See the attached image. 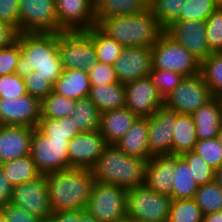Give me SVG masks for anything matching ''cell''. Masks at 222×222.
I'll use <instances>...</instances> for the list:
<instances>
[{
    "label": "cell",
    "mask_w": 222,
    "mask_h": 222,
    "mask_svg": "<svg viewBox=\"0 0 222 222\" xmlns=\"http://www.w3.org/2000/svg\"><path fill=\"white\" fill-rule=\"evenodd\" d=\"M21 56L16 74L25 78L34 71L53 87L63 73V66L58 54V34L18 33Z\"/></svg>",
    "instance_id": "6da1fadb"
},
{
    "label": "cell",
    "mask_w": 222,
    "mask_h": 222,
    "mask_svg": "<svg viewBox=\"0 0 222 222\" xmlns=\"http://www.w3.org/2000/svg\"><path fill=\"white\" fill-rule=\"evenodd\" d=\"M51 212L86 210L94 177L90 169L69 168L45 174Z\"/></svg>",
    "instance_id": "7a4b0ae2"
},
{
    "label": "cell",
    "mask_w": 222,
    "mask_h": 222,
    "mask_svg": "<svg viewBox=\"0 0 222 222\" xmlns=\"http://www.w3.org/2000/svg\"><path fill=\"white\" fill-rule=\"evenodd\" d=\"M147 161L125 154L115 144H106L90 170L95 181L128 190L144 184Z\"/></svg>",
    "instance_id": "3957f363"
},
{
    "label": "cell",
    "mask_w": 222,
    "mask_h": 222,
    "mask_svg": "<svg viewBox=\"0 0 222 222\" xmlns=\"http://www.w3.org/2000/svg\"><path fill=\"white\" fill-rule=\"evenodd\" d=\"M96 26L108 37L129 48H151L164 32L148 8L135 15L98 19Z\"/></svg>",
    "instance_id": "277c9868"
},
{
    "label": "cell",
    "mask_w": 222,
    "mask_h": 222,
    "mask_svg": "<svg viewBox=\"0 0 222 222\" xmlns=\"http://www.w3.org/2000/svg\"><path fill=\"white\" fill-rule=\"evenodd\" d=\"M172 198L151 190L145 184L126 191L127 220L167 222Z\"/></svg>",
    "instance_id": "5b68a950"
},
{
    "label": "cell",
    "mask_w": 222,
    "mask_h": 222,
    "mask_svg": "<svg viewBox=\"0 0 222 222\" xmlns=\"http://www.w3.org/2000/svg\"><path fill=\"white\" fill-rule=\"evenodd\" d=\"M151 50L152 69L170 70L184 77L200 74V61L165 32Z\"/></svg>",
    "instance_id": "8992f818"
},
{
    "label": "cell",
    "mask_w": 222,
    "mask_h": 222,
    "mask_svg": "<svg viewBox=\"0 0 222 222\" xmlns=\"http://www.w3.org/2000/svg\"><path fill=\"white\" fill-rule=\"evenodd\" d=\"M126 189L94 181L86 211L99 222L127 221Z\"/></svg>",
    "instance_id": "52a82bcc"
},
{
    "label": "cell",
    "mask_w": 222,
    "mask_h": 222,
    "mask_svg": "<svg viewBox=\"0 0 222 222\" xmlns=\"http://www.w3.org/2000/svg\"><path fill=\"white\" fill-rule=\"evenodd\" d=\"M58 54L64 70L88 71L98 62L93 41L86 31L58 33Z\"/></svg>",
    "instance_id": "ba28073f"
},
{
    "label": "cell",
    "mask_w": 222,
    "mask_h": 222,
    "mask_svg": "<svg viewBox=\"0 0 222 222\" xmlns=\"http://www.w3.org/2000/svg\"><path fill=\"white\" fill-rule=\"evenodd\" d=\"M69 141L70 139L48 138L34 128L30 155L41 174L69 169Z\"/></svg>",
    "instance_id": "9c48e42d"
},
{
    "label": "cell",
    "mask_w": 222,
    "mask_h": 222,
    "mask_svg": "<svg viewBox=\"0 0 222 222\" xmlns=\"http://www.w3.org/2000/svg\"><path fill=\"white\" fill-rule=\"evenodd\" d=\"M55 0H20L19 33L58 34Z\"/></svg>",
    "instance_id": "30bf717a"
},
{
    "label": "cell",
    "mask_w": 222,
    "mask_h": 222,
    "mask_svg": "<svg viewBox=\"0 0 222 222\" xmlns=\"http://www.w3.org/2000/svg\"><path fill=\"white\" fill-rule=\"evenodd\" d=\"M212 94L200 74L184 77L180 84L164 97L163 106L179 114H192L211 100Z\"/></svg>",
    "instance_id": "8fae6325"
},
{
    "label": "cell",
    "mask_w": 222,
    "mask_h": 222,
    "mask_svg": "<svg viewBox=\"0 0 222 222\" xmlns=\"http://www.w3.org/2000/svg\"><path fill=\"white\" fill-rule=\"evenodd\" d=\"M10 203L48 222L52 212L45 174L14 186Z\"/></svg>",
    "instance_id": "7c38bea8"
},
{
    "label": "cell",
    "mask_w": 222,
    "mask_h": 222,
    "mask_svg": "<svg viewBox=\"0 0 222 222\" xmlns=\"http://www.w3.org/2000/svg\"><path fill=\"white\" fill-rule=\"evenodd\" d=\"M125 107L137 117H150L163 107L164 98L150 77L125 83Z\"/></svg>",
    "instance_id": "4fadbf2b"
},
{
    "label": "cell",
    "mask_w": 222,
    "mask_h": 222,
    "mask_svg": "<svg viewBox=\"0 0 222 222\" xmlns=\"http://www.w3.org/2000/svg\"><path fill=\"white\" fill-rule=\"evenodd\" d=\"M55 11L63 31H86L97 25L94 0H55Z\"/></svg>",
    "instance_id": "5bb4252c"
},
{
    "label": "cell",
    "mask_w": 222,
    "mask_h": 222,
    "mask_svg": "<svg viewBox=\"0 0 222 222\" xmlns=\"http://www.w3.org/2000/svg\"><path fill=\"white\" fill-rule=\"evenodd\" d=\"M40 117V100L28 93L14 99L0 98V125L36 128Z\"/></svg>",
    "instance_id": "9a60e30c"
},
{
    "label": "cell",
    "mask_w": 222,
    "mask_h": 222,
    "mask_svg": "<svg viewBox=\"0 0 222 222\" xmlns=\"http://www.w3.org/2000/svg\"><path fill=\"white\" fill-rule=\"evenodd\" d=\"M164 32L184 46L199 61L212 53L206 42L205 21H175L167 26Z\"/></svg>",
    "instance_id": "2e32d148"
},
{
    "label": "cell",
    "mask_w": 222,
    "mask_h": 222,
    "mask_svg": "<svg viewBox=\"0 0 222 222\" xmlns=\"http://www.w3.org/2000/svg\"><path fill=\"white\" fill-rule=\"evenodd\" d=\"M148 118V150L154 156L172 154L176 112L164 106Z\"/></svg>",
    "instance_id": "e0dca14e"
},
{
    "label": "cell",
    "mask_w": 222,
    "mask_h": 222,
    "mask_svg": "<svg viewBox=\"0 0 222 222\" xmlns=\"http://www.w3.org/2000/svg\"><path fill=\"white\" fill-rule=\"evenodd\" d=\"M119 83H128L150 76L152 50L147 47H124L113 64Z\"/></svg>",
    "instance_id": "ac0fdd59"
},
{
    "label": "cell",
    "mask_w": 222,
    "mask_h": 222,
    "mask_svg": "<svg viewBox=\"0 0 222 222\" xmlns=\"http://www.w3.org/2000/svg\"><path fill=\"white\" fill-rule=\"evenodd\" d=\"M105 145L99 130L80 132L68 143L69 168L91 169Z\"/></svg>",
    "instance_id": "d6986e66"
},
{
    "label": "cell",
    "mask_w": 222,
    "mask_h": 222,
    "mask_svg": "<svg viewBox=\"0 0 222 222\" xmlns=\"http://www.w3.org/2000/svg\"><path fill=\"white\" fill-rule=\"evenodd\" d=\"M33 127L0 125V164L30 154Z\"/></svg>",
    "instance_id": "ffe728a7"
},
{
    "label": "cell",
    "mask_w": 222,
    "mask_h": 222,
    "mask_svg": "<svg viewBox=\"0 0 222 222\" xmlns=\"http://www.w3.org/2000/svg\"><path fill=\"white\" fill-rule=\"evenodd\" d=\"M175 155H158L147 161L144 184L151 190L171 197Z\"/></svg>",
    "instance_id": "44dd1931"
},
{
    "label": "cell",
    "mask_w": 222,
    "mask_h": 222,
    "mask_svg": "<svg viewBox=\"0 0 222 222\" xmlns=\"http://www.w3.org/2000/svg\"><path fill=\"white\" fill-rule=\"evenodd\" d=\"M138 117L126 107L101 113L99 132L106 144H116Z\"/></svg>",
    "instance_id": "7402d4cb"
},
{
    "label": "cell",
    "mask_w": 222,
    "mask_h": 222,
    "mask_svg": "<svg viewBox=\"0 0 222 222\" xmlns=\"http://www.w3.org/2000/svg\"><path fill=\"white\" fill-rule=\"evenodd\" d=\"M148 118L138 117L125 135L115 144L129 156L150 160L153 156L148 150Z\"/></svg>",
    "instance_id": "603a6c76"
},
{
    "label": "cell",
    "mask_w": 222,
    "mask_h": 222,
    "mask_svg": "<svg viewBox=\"0 0 222 222\" xmlns=\"http://www.w3.org/2000/svg\"><path fill=\"white\" fill-rule=\"evenodd\" d=\"M196 126L198 140L213 139L217 137L221 127V116L218 100L213 97L206 104L191 114Z\"/></svg>",
    "instance_id": "cb8c5ba5"
},
{
    "label": "cell",
    "mask_w": 222,
    "mask_h": 222,
    "mask_svg": "<svg viewBox=\"0 0 222 222\" xmlns=\"http://www.w3.org/2000/svg\"><path fill=\"white\" fill-rule=\"evenodd\" d=\"M90 79L88 71L63 70L61 77L56 81L53 91L61 96L78 100L89 97Z\"/></svg>",
    "instance_id": "d4e9b609"
},
{
    "label": "cell",
    "mask_w": 222,
    "mask_h": 222,
    "mask_svg": "<svg viewBox=\"0 0 222 222\" xmlns=\"http://www.w3.org/2000/svg\"><path fill=\"white\" fill-rule=\"evenodd\" d=\"M125 85L123 83L91 86L89 98L100 110L105 112L125 107Z\"/></svg>",
    "instance_id": "484cf974"
},
{
    "label": "cell",
    "mask_w": 222,
    "mask_h": 222,
    "mask_svg": "<svg viewBox=\"0 0 222 222\" xmlns=\"http://www.w3.org/2000/svg\"><path fill=\"white\" fill-rule=\"evenodd\" d=\"M172 135V155H181L194 149L198 139L196 126L190 114L176 113V124Z\"/></svg>",
    "instance_id": "4316f807"
},
{
    "label": "cell",
    "mask_w": 222,
    "mask_h": 222,
    "mask_svg": "<svg viewBox=\"0 0 222 222\" xmlns=\"http://www.w3.org/2000/svg\"><path fill=\"white\" fill-rule=\"evenodd\" d=\"M148 8V0H96V19L135 15Z\"/></svg>",
    "instance_id": "83f0119b"
},
{
    "label": "cell",
    "mask_w": 222,
    "mask_h": 222,
    "mask_svg": "<svg viewBox=\"0 0 222 222\" xmlns=\"http://www.w3.org/2000/svg\"><path fill=\"white\" fill-rule=\"evenodd\" d=\"M0 167L13 187L34 180L41 175L30 154L4 162L0 164Z\"/></svg>",
    "instance_id": "f1b7e54d"
},
{
    "label": "cell",
    "mask_w": 222,
    "mask_h": 222,
    "mask_svg": "<svg viewBox=\"0 0 222 222\" xmlns=\"http://www.w3.org/2000/svg\"><path fill=\"white\" fill-rule=\"evenodd\" d=\"M79 132L99 130L101 112L89 97L76 100L74 110L69 116Z\"/></svg>",
    "instance_id": "f546056e"
},
{
    "label": "cell",
    "mask_w": 222,
    "mask_h": 222,
    "mask_svg": "<svg viewBox=\"0 0 222 222\" xmlns=\"http://www.w3.org/2000/svg\"><path fill=\"white\" fill-rule=\"evenodd\" d=\"M198 185L195 183L191 169L187 162L175 155V172L171 192L172 199H191L194 197Z\"/></svg>",
    "instance_id": "4dcf8cb0"
},
{
    "label": "cell",
    "mask_w": 222,
    "mask_h": 222,
    "mask_svg": "<svg viewBox=\"0 0 222 222\" xmlns=\"http://www.w3.org/2000/svg\"><path fill=\"white\" fill-rule=\"evenodd\" d=\"M86 32L93 41L98 62L113 65L124 47L104 34L97 26H93Z\"/></svg>",
    "instance_id": "1f68e13d"
},
{
    "label": "cell",
    "mask_w": 222,
    "mask_h": 222,
    "mask_svg": "<svg viewBox=\"0 0 222 222\" xmlns=\"http://www.w3.org/2000/svg\"><path fill=\"white\" fill-rule=\"evenodd\" d=\"M200 75L208 85L212 97L222 96V52L211 53L200 61Z\"/></svg>",
    "instance_id": "d6a6232c"
},
{
    "label": "cell",
    "mask_w": 222,
    "mask_h": 222,
    "mask_svg": "<svg viewBox=\"0 0 222 222\" xmlns=\"http://www.w3.org/2000/svg\"><path fill=\"white\" fill-rule=\"evenodd\" d=\"M187 0H148V9L152 16L165 29L175 22L182 12Z\"/></svg>",
    "instance_id": "836d02e7"
},
{
    "label": "cell",
    "mask_w": 222,
    "mask_h": 222,
    "mask_svg": "<svg viewBox=\"0 0 222 222\" xmlns=\"http://www.w3.org/2000/svg\"><path fill=\"white\" fill-rule=\"evenodd\" d=\"M36 128L48 138L71 140L80 133L70 117L58 119L40 117Z\"/></svg>",
    "instance_id": "e575fe53"
},
{
    "label": "cell",
    "mask_w": 222,
    "mask_h": 222,
    "mask_svg": "<svg viewBox=\"0 0 222 222\" xmlns=\"http://www.w3.org/2000/svg\"><path fill=\"white\" fill-rule=\"evenodd\" d=\"M75 105L76 100L52 91L40 101L41 117L52 119L69 117Z\"/></svg>",
    "instance_id": "d590c367"
},
{
    "label": "cell",
    "mask_w": 222,
    "mask_h": 222,
    "mask_svg": "<svg viewBox=\"0 0 222 222\" xmlns=\"http://www.w3.org/2000/svg\"><path fill=\"white\" fill-rule=\"evenodd\" d=\"M193 199L203 215L222 211V188L214 180L198 186Z\"/></svg>",
    "instance_id": "8d00e7d4"
},
{
    "label": "cell",
    "mask_w": 222,
    "mask_h": 222,
    "mask_svg": "<svg viewBox=\"0 0 222 222\" xmlns=\"http://www.w3.org/2000/svg\"><path fill=\"white\" fill-rule=\"evenodd\" d=\"M204 215L193 198L173 199L167 222H203Z\"/></svg>",
    "instance_id": "74e56055"
},
{
    "label": "cell",
    "mask_w": 222,
    "mask_h": 222,
    "mask_svg": "<svg viewBox=\"0 0 222 222\" xmlns=\"http://www.w3.org/2000/svg\"><path fill=\"white\" fill-rule=\"evenodd\" d=\"M218 7L215 0H187L176 21H205Z\"/></svg>",
    "instance_id": "f35d334b"
},
{
    "label": "cell",
    "mask_w": 222,
    "mask_h": 222,
    "mask_svg": "<svg viewBox=\"0 0 222 222\" xmlns=\"http://www.w3.org/2000/svg\"><path fill=\"white\" fill-rule=\"evenodd\" d=\"M180 156L187 162L191 169L193 179L198 186L214 180L215 170L195 152L191 150L181 154Z\"/></svg>",
    "instance_id": "ab89813d"
},
{
    "label": "cell",
    "mask_w": 222,
    "mask_h": 222,
    "mask_svg": "<svg viewBox=\"0 0 222 222\" xmlns=\"http://www.w3.org/2000/svg\"><path fill=\"white\" fill-rule=\"evenodd\" d=\"M206 42L212 53L222 52V6L206 20Z\"/></svg>",
    "instance_id": "60d3db41"
},
{
    "label": "cell",
    "mask_w": 222,
    "mask_h": 222,
    "mask_svg": "<svg viewBox=\"0 0 222 222\" xmlns=\"http://www.w3.org/2000/svg\"><path fill=\"white\" fill-rule=\"evenodd\" d=\"M192 151L214 170L222 164V145L217 138L198 140Z\"/></svg>",
    "instance_id": "b9f144b4"
},
{
    "label": "cell",
    "mask_w": 222,
    "mask_h": 222,
    "mask_svg": "<svg viewBox=\"0 0 222 222\" xmlns=\"http://www.w3.org/2000/svg\"><path fill=\"white\" fill-rule=\"evenodd\" d=\"M149 77L163 98L172 92L184 78L177 72L161 69H151Z\"/></svg>",
    "instance_id": "7bdbcfd3"
},
{
    "label": "cell",
    "mask_w": 222,
    "mask_h": 222,
    "mask_svg": "<svg viewBox=\"0 0 222 222\" xmlns=\"http://www.w3.org/2000/svg\"><path fill=\"white\" fill-rule=\"evenodd\" d=\"M27 93L23 78L16 73L0 76V98L14 99Z\"/></svg>",
    "instance_id": "ee69618b"
},
{
    "label": "cell",
    "mask_w": 222,
    "mask_h": 222,
    "mask_svg": "<svg viewBox=\"0 0 222 222\" xmlns=\"http://www.w3.org/2000/svg\"><path fill=\"white\" fill-rule=\"evenodd\" d=\"M20 56L21 50L17 40L4 48H0V76L14 74Z\"/></svg>",
    "instance_id": "f6af8a7d"
},
{
    "label": "cell",
    "mask_w": 222,
    "mask_h": 222,
    "mask_svg": "<svg viewBox=\"0 0 222 222\" xmlns=\"http://www.w3.org/2000/svg\"><path fill=\"white\" fill-rule=\"evenodd\" d=\"M88 73L91 86L116 84L119 82L113 65L96 62L88 70Z\"/></svg>",
    "instance_id": "bcb514c9"
},
{
    "label": "cell",
    "mask_w": 222,
    "mask_h": 222,
    "mask_svg": "<svg viewBox=\"0 0 222 222\" xmlns=\"http://www.w3.org/2000/svg\"><path fill=\"white\" fill-rule=\"evenodd\" d=\"M23 80L28 94L38 98L40 101L53 91V86L41 76L34 75V71Z\"/></svg>",
    "instance_id": "7dc6e473"
},
{
    "label": "cell",
    "mask_w": 222,
    "mask_h": 222,
    "mask_svg": "<svg viewBox=\"0 0 222 222\" xmlns=\"http://www.w3.org/2000/svg\"><path fill=\"white\" fill-rule=\"evenodd\" d=\"M20 0H0V21L11 26L19 33Z\"/></svg>",
    "instance_id": "c3c4849f"
},
{
    "label": "cell",
    "mask_w": 222,
    "mask_h": 222,
    "mask_svg": "<svg viewBox=\"0 0 222 222\" xmlns=\"http://www.w3.org/2000/svg\"><path fill=\"white\" fill-rule=\"evenodd\" d=\"M6 222H45L36 215L29 214L20 207L8 203L1 207Z\"/></svg>",
    "instance_id": "681fc988"
},
{
    "label": "cell",
    "mask_w": 222,
    "mask_h": 222,
    "mask_svg": "<svg viewBox=\"0 0 222 222\" xmlns=\"http://www.w3.org/2000/svg\"><path fill=\"white\" fill-rule=\"evenodd\" d=\"M13 186L0 167V208L11 202Z\"/></svg>",
    "instance_id": "f907efd6"
},
{
    "label": "cell",
    "mask_w": 222,
    "mask_h": 222,
    "mask_svg": "<svg viewBox=\"0 0 222 222\" xmlns=\"http://www.w3.org/2000/svg\"><path fill=\"white\" fill-rule=\"evenodd\" d=\"M85 210H67L54 212L51 214L48 222H77V218Z\"/></svg>",
    "instance_id": "816d5d0a"
},
{
    "label": "cell",
    "mask_w": 222,
    "mask_h": 222,
    "mask_svg": "<svg viewBox=\"0 0 222 222\" xmlns=\"http://www.w3.org/2000/svg\"><path fill=\"white\" fill-rule=\"evenodd\" d=\"M17 32L8 24L0 21V48L10 45L16 40Z\"/></svg>",
    "instance_id": "f5cc1de1"
},
{
    "label": "cell",
    "mask_w": 222,
    "mask_h": 222,
    "mask_svg": "<svg viewBox=\"0 0 222 222\" xmlns=\"http://www.w3.org/2000/svg\"><path fill=\"white\" fill-rule=\"evenodd\" d=\"M203 222H222V211L204 215Z\"/></svg>",
    "instance_id": "db71d44e"
},
{
    "label": "cell",
    "mask_w": 222,
    "mask_h": 222,
    "mask_svg": "<svg viewBox=\"0 0 222 222\" xmlns=\"http://www.w3.org/2000/svg\"><path fill=\"white\" fill-rule=\"evenodd\" d=\"M77 222H99L94 216L90 215L86 210L77 218Z\"/></svg>",
    "instance_id": "11a10c76"
},
{
    "label": "cell",
    "mask_w": 222,
    "mask_h": 222,
    "mask_svg": "<svg viewBox=\"0 0 222 222\" xmlns=\"http://www.w3.org/2000/svg\"><path fill=\"white\" fill-rule=\"evenodd\" d=\"M214 181L222 188V164L215 169Z\"/></svg>",
    "instance_id": "9f6ffc18"
},
{
    "label": "cell",
    "mask_w": 222,
    "mask_h": 222,
    "mask_svg": "<svg viewBox=\"0 0 222 222\" xmlns=\"http://www.w3.org/2000/svg\"><path fill=\"white\" fill-rule=\"evenodd\" d=\"M216 138H217L218 142L222 145V125H221V127L218 131V134H217Z\"/></svg>",
    "instance_id": "6f0895ef"
},
{
    "label": "cell",
    "mask_w": 222,
    "mask_h": 222,
    "mask_svg": "<svg viewBox=\"0 0 222 222\" xmlns=\"http://www.w3.org/2000/svg\"><path fill=\"white\" fill-rule=\"evenodd\" d=\"M0 222H6L4 213H3V211L1 210V208H0Z\"/></svg>",
    "instance_id": "680465c9"
},
{
    "label": "cell",
    "mask_w": 222,
    "mask_h": 222,
    "mask_svg": "<svg viewBox=\"0 0 222 222\" xmlns=\"http://www.w3.org/2000/svg\"><path fill=\"white\" fill-rule=\"evenodd\" d=\"M217 100H218V105L222 106V96L218 97Z\"/></svg>",
    "instance_id": "91938a15"
},
{
    "label": "cell",
    "mask_w": 222,
    "mask_h": 222,
    "mask_svg": "<svg viewBox=\"0 0 222 222\" xmlns=\"http://www.w3.org/2000/svg\"><path fill=\"white\" fill-rule=\"evenodd\" d=\"M215 2H216L219 6L222 5V0H215Z\"/></svg>",
    "instance_id": "94428289"
},
{
    "label": "cell",
    "mask_w": 222,
    "mask_h": 222,
    "mask_svg": "<svg viewBox=\"0 0 222 222\" xmlns=\"http://www.w3.org/2000/svg\"><path fill=\"white\" fill-rule=\"evenodd\" d=\"M220 108V116H221V124H222V106H219Z\"/></svg>",
    "instance_id": "6125c7cd"
},
{
    "label": "cell",
    "mask_w": 222,
    "mask_h": 222,
    "mask_svg": "<svg viewBox=\"0 0 222 222\" xmlns=\"http://www.w3.org/2000/svg\"><path fill=\"white\" fill-rule=\"evenodd\" d=\"M131 222H143V221H135V220H131Z\"/></svg>",
    "instance_id": "be15d7a7"
}]
</instances>
